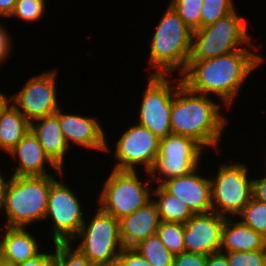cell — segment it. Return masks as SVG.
<instances>
[{
	"label": "cell",
	"instance_id": "cell-31",
	"mask_svg": "<svg viewBox=\"0 0 266 266\" xmlns=\"http://www.w3.org/2000/svg\"><path fill=\"white\" fill-rule=\"evenodd\" d=\"M229 266H266L264 249L225 252Z\"/></svg>",
	"mask_w": 266,
	"mask_h": 266
},
{
	"label": "cell",
	"instance_id": "cell-32",
	"mask_svg": "<svg viewBox=\"0 0 266 266\" xmlns=\"http://www.w3.org/2000/svg\"><path fill=\"white\" fill-rule=\"evenodd\" d=\"M116 266H152L134 248H123L116 260Z\"/></svg>",
	"mask_w": 266,
	"mask_h": 266
},
{
	"label": "cell",
	"instance_id": "cell-28",
	"mask_svg": "<svg viewBox=\"0 0 266 266\" xmlns=\"http://www.w3.org/2000/svg\"><path fill=\"white\" fill-rule=\"evenodd\" d=\"M47 0H17L13 12L7 18H18L24 23H35L43 19L46 13Z\"/></svg>",
	"mask_w": 266,
	"mask_h": 266
},
{
	"label": "cell",
	"instance_id": "cell-20",
	"mask_svg": "<svg viewBox=\"0 0 266 266\" xmlns=\"http://www.w3.org/2000/svg\"><path fill=\"white\" fill-rule=\"evenodd\" d=\"M0 228L3 261L16 265L35 257L43 248L45 249L44 246L41 247L42 243L38 241L37 236H34L33 231L28 228L6 226Z\"/></svg>",
	"mask_w": 266,
	"mask_h": 266
},
{
	"label": "cell",
	"instance_id": "cell-19",
	"mask_svg": "<svg viewBox=\"0 0 266 266\" xmlns=\"http://www.w3.org/2000/svg\"><path fill=\"white\" fill-rule=\"evenodd\" d=\"M30 131L50 160L64 171L66 155L69 154L67 152L70 148L60 128L59 118L53 114L36 119L30 123Z\"/></svg>",
	"mask_w": 266,
	"mask_h": 266
},
{
	"label": "cell",
	"instance_id": "cell-34",
	"mask_svg": "<svg viewBox=\"0 0 266 266\" xmlns=\"http://www.w3.org/2000/svg\"><path fill=\"white\" fill-rule=\"evenodd\" d=\"M207 256L185 251L181 254L174 255L173 266H207Z\"/></svg>",
	"mask_w": 266,
	"mask_h": 266
},
{
	"label": "cell",
	"instance_id": "cell-18",
	"mask_svg": "<svg viewBox=\"0 0 266 266\" xmlns=\"http://www.w3.org/2000/svg\"><path fill=\"white\" fill-rule=\"evenodd\" d=\"M156 203L151 199L143 207L119 220L120 238L124 248H134L147 237L157 234L160 224Z\"/></svg>",
	"mask_w": 266,
	"mask_h": 266
},
{
	"label": "cell",
	"instance_id": "cell-14",
	"mask_svg": "<svg viewBox=\"0 0 266 266\" xmlns=\"http://www.w3.org/2000/svg\"><path fill=\"white\" fill-rule=\"evenodd\" d=\"M62 109L61 107L58 108L55 115L59 118L60 128L69 148L75 147L73 145L75 144L79 148L83 147L85 152L87 151L86 149H89L91 152L94 150L105 153L108 134L100 121H98L99 119L91 115L83 116L78 113H66Z\"/></svg>",
	"mask_w": 266,
	"mask_h": 266
},
{
	"label": "cell",
	"instance_id": "cell-2",
	"mask_svg": "<svg viewBox=\"0 0 266 266\" xmlns=\"http://www.w3.org/2000/svg\"><path fill=\"white\" fill-rule=\"evenodd\" d=\"M218 102L211 96L191 91L182 83L172 100V134L193 138L207 152L212 148L219 154L221 150L218 148L230 121L223 113L225 108L228 111L227 107Z\"/></svg>",
	"mask_w": 266,
	"mask_h": 266
},
{
	"label": "cell",
	"instance_id": "cell-38",
	"mask_svg": "<svg viewBox=\"0 0 266 266\" xmlns=\"http://www.w3.org/2000/svg\"><path fill=\"white\" fill-rule=\"evenodd\" d=\"M17 0H0V18H8L13 12Z\"/></svg>",
	"mask_w": 266,
	"mask_h": 266
},
{
	"label": "cell",
	"instance_id": "cell-40",
	"mask_svg": "<svg viewBox=\"0 0 266 266\" xmlns=\"http://www.w3.org/2000/svg\"><path fill=\"white\" fill-rule=\"evenodd\" d=\"M3 93L0 89V112L10 103V96Z\"/></svg>",
	"mask_w": 266,
	"mask_h": 266
},
{
	"label": "cell",
	"instance_id": "cell-22",
	"mask_svg": "<svg viewBox=\"0 0 266 266\" xmlns=\"http://www.w3.org/2000/svg\"><path fill=\"white\" fill-rule=\"evenodd\" d=\"M30 131V122L10 102L0 112V151L7 154Z\"/></svg>",
	"mask_w": 266,
	"mask_h": 266
},
{
	"label": "cell",
	"instance_id": "cell-26",
	"mask_svg": "<svg viewBox=\"0 0 266 266\" xmlns=\"http://www.w3.org/2000/svg\"><path fill=\"white\" fill-rule=\"evenodd\" d=\"M184 227L183 223L160 221L157 235L173 255L186 251L183 240Z\"/></svg>",
	"mask_w": 266,
	"mask_h": 266
},
{
	"label": "cell",
	"instance_id": "cell-10",
	"mask_svg": "<svg viewBox=\"0 0 266 266\" xmlns=\"http://www.w3.org/2000/svg\"><path fill=\"white\" fill-rule=\"evenodd\" d=\"M148 75L140 100L138 118L135 122L148 128L158 138L171 132L172 100L177 88L183 83L181 76ZM176 82V83H175Z\"/></svg>",
	"mask_w": 266,
	"mask_h": 266
},
{
	"label": "cell",
	"instance_id": "cell-27",
	"mask_svg": "<svg viewBox=\"0 0 266 266\" xmlns=\"http://www.w3.org/2000/svg\"><path fill=\"white\" fill-rule=\"evenodd\" d=\"M169 5L192 31L201 28L203 0H169Z\"/></svg>",
	"mask_w": 266,
	"mask_h": 266
},
{
	"label": "cell",
	"instance_id": "cell-30",
	"mask_svg": "<svg viewBox=\"0 0 266 266\" xmlns=\"http://www.w3.org/2000/svg\"><path fill=\"white\" fill-rule=\"evenodd\" d=\"M53 266H95L70 243H52Z\"/></svg>",
	"mask_w": 266,
	"mask_h": 266
},
{
	"label": "cell",
	"instance_id": "cell-11",
	"mask_svg": "<svg viewBox=\"0 0 266 266\" xmlns=\"http://www.w3.org/2000/svg\"><path fill=\"white\" fill-rule=\"evenodd\" d=\"M207 150L195 139L170 134L159 140V152L150 176L155 185L169 179L185 176L200 166Z\"/></svg>",
	"mask_w": 266,
	"mask_h": 266
},
{
	"label": "cell",
	"instance_id": "cell-15",
	"mask_svg": "<svg viewBox=\"0 0 266 266\" xmlns=\"http://www.w3.org/2000/svg\"><path fill=\"white\" fill-rule=\"evenodd\" d=\"M225 218L213 211L194 214L184 224L186 252L204 255L219 252Z\"/></svg>",
	"mask_w": 266,
	"mask_h": 266
},
{
	"label": "cell",
	"instance_id": "cell-41",
	"mask_svg": "<svg viewBox=\"0 0 266 266\" xmlns=\"http://www.w3.org/2000/svg\"><path fill=\"white\" fill-rule=\"evenodd\" d=\"M0 266H14V265L11 264V263H8V262L2 260V261L0 262Z\"/></svg>",
	"mask_w": 266,
	"mask_h": 266
},
{
	"label": "cell",
	"instance_id": "cell-6",
	"mask_svg": "<svg viewBox=\"0 0 266 266\" xmlns=\"http://www.w3.org/2000/svg\"><path fill=\"white\" fill-rule=\"evenodd\" d=\"M110 170L106 180H102L103 185L96 198L97 205L102 211L120 220L152 199V189L155 185L149 172L144 173L145 182L139 171Z\"/></svg>",
	"mask_w": 266,
	"mask_h": 266
},
{
	"label": "cell",
	"instance_id": "cell-36",
	"mask_svg": "<svg viewBox=\"0 0 266 266\" xmlns=\"http://www.w3.org/2000/svg\"><path fill=\"white\" fill-rule=\"evenodd\" d=\"M255 174H253V187L252 194L253 198L256 200L266 203V172L264 175H259L261 177L254 178Z\"/></svg>",
	"mask_w": 266,
	"mask_h": 266
},
{
	"label": "cell",
	"instance_id": "cell-7",
	"mask_svg": "<svg viewBox=\"0 0 266 266\" xmlns=\"http://www.w3.org/2000/svg\"><path fill=\"white\" fill-rule=\"evenodd\" d=\"M69 243L95 266H114L124 248L120 238L119 219L98 206ZM79 239V240H78Z\"/></svg>",
	"mask_w": 266,
	"mask_h": 266
},
{
	"label": "cell",
	"instance_id": "cell-35",
	"mask_svg": "<svg viewBox=\"0 0 266 266\" xmlns=\"http://www.w3.org/2000/svg\"><path fill=\"white\" fill-rule=\"evenodd\" d=\"M52 252V253H50ZM46 251L43 249L38 255L25 262L16 264L14 266H53L54 248L52 251Z\"/></svg>",
	"mask_w": 266,
	"mask_h": 266
},
{
	"label": "cell",
	"instance_id": "cell-29",
	"mask_svg": "<svg viewBox=\"0 0 266 266\" xmlns=\"http://www.w3.org/2000/svg\"><path fill=\"white\" fill-rule=\"evenodd\" d=\"M236 9L234 0H203L201 28L215 23Z\"/></svg>",
	"mask_w": 266,
	"mask_h": 266
},
{
	"label": "cell",
	"instance_id": "cell-37",
	"mask_svg": "<svg viewBox=\"0 0 266 266\" xmlns=\"http://www.w3.org/2000/svg\"><path fill=\"white\" fill-rule=\"evenodd\" d=\"M207 266H229L226 255L221 252L207 256Z\"/></svg>",
	"mask_w": 266,
	"mask_h": 266
},
{
	"label": "cell",
	"instance_id": "cell-24",
	"mask_svg": "<svg viewBox=\"0 0 266 266\" xmlns=\"http://www.w3.org/2000/svg\"><path fill=\"white\" fill-rule=\"evenodd\" d=\"M134 249L152 266H173L174 255L157 234L147 237Z\"/></svg>",
	"mask_w": 266,
	"mask_h": 266
},
{
	"label": "cell",
	"instance_id": "cell-9",
	"mask_svg": "<svg viewBox=\"0 0 266 266\" xmlns=\"http://www.w3.org/2000/svg\"><path fill=\"white\" fill-rule=\"evenodd\" d=\"M65 172L60 173L61 180L56 177L51 182L48 196L44 221L50 222L51 237L47 240L50 238L51 243H69L78 234L86 218L84 204L79 199L81 195L63 181Z\"/></svg>",
	"mask_w": 266,
	"mask_h": 266
},
{
	"label": "cell",
	"instance_id": "cell-17",
	"mask_svg": "<svg viewBox=\"0 0 266 266\" xmlns=\"http://www.w3.org/2000/svg\"><path fill=\"white\" fill-rule=\"evenodd\" d=\"M9 157L15 160L14 176H45L61 173L60 170L45 154L37 138L29 131L10 151ZM48 166V167H47ZM48 168V169H47ZM49 168L51 170H49ZM49 170V171H48ZM51 171V172H50Z\"/></svg>",
	"mask_w": 266,
	"mask_h": 266
},
{
	"label": "cell",
	"instance_id": "cell-16",
	"mask_svg": "<svg viewBox=\"0 0 266 266\" xmlns=\"http://www.w3.org/2000/svg\"><path fill=\"white\" fill-rule=\"evenodd\" d=\"M200 170L201 167L188 175L175 177L161 184L168 193L183 201L195 214L212 212L210 177L204 176Z\"/></svg>",
	"mask_w": 266,
	"mask_h": 266
},
{
	"label": "cell",
	"instance_id": "cell-21",
	"mask_svg": "<svg viewBox=\"0 0 266 266\" xmlns=\"http://www.w3.org/2000/svg\"><path fill=\"white\" fill-rule=\"evenodd\" d=\"M235 219L225 218L219 252L265 249L266 238L252 228L242 224L239 219Z\"/></svg>",
	"mask_w": 266,
	"mask_h": 266
},
{
	"label": "cell",
	"instance_id": "cell-42",
	"mask_svg": "<svg viewBox=\"0 0 266 266\" xmlns=\"http://www.w3.org/2000/svg\"><path fill=\"white\" fill-rule=\"evenodd\" d=\"M2 261V248H1V242H0V262Z\"/></svg>",
	"mask_w": 266,
	"mask_h": 266
},
{
	"label": "cell",
	"instance_id": "cell-13",
	"mask_svg": "<svg viewBox=\"0 0 266 266\" xmlns=\"http://www.w3.org/2000/svg\"><path fill=\"white\" fill-rule=\"evenodd\" d=\"M58 69L41 72L23 84L17 93L10 96V102L32 121L55 114L61 107L58 96Z\"/></svg>",
	"mask_w": 266,
	"mask_h": 266
},
{
	"label": "cell",
	"instance_id": "cell-12",
	"mask_svg": "<svg viewBox=\"0 0 266 266\" xmlns=\"http://www.w3.org/2000/svg\"><path fill=\"white\" fill-rule=\"evenodd\" d=\"M133 124L123 129L115 144L113 142L114 149L110 150L111 145L108 143L110 139H106L105 152L113 151L115 163L112 169L114 170L142 171L140 169H144V172H150L158 156L160 138L148 128L136 122Z\"/></svg>",
	"mask_w": 266,
	"mask_h": 266
},
{
	"label": "cell",
	"instance_id": "cell-33",
	"mask_svg": "<svg viewBox=\"0 0 266 266\" xmlns=\"http://www.w3.org/2000/svg\"><path fill=\"white\" fill-rule=\"evenodd\" d=\"M1 19V18H0ZM1 21V20H0ZM9 29H6V24L0 23V67L4 66V63L8 61L10 54L13 53L14 42Z\"/></svg>",
	"mask_w": 266,
	"mask_h": 266
},
{
	"label": "cell",
	"instance_id": "cell-39",
	"mask_svg": "<svg viewBox=\"0 0 266 266\" xmlns=\"http://www.w3.org/2000/svg\"><path fill=\"white\" fill-rule=\"evenodd\" d=\"M3 171H1V168H0V215H2V207H3V191H4V187H5V184L7 182V179H8V176H5L6 173L4 174ZM7 177V178H6ZM0 219L2 220L1 216H0ZM1 223H0V227H1Z\"/></svg>",
	"mask_w": 266,
	"mask_h": 266
},
{
	"label": "cell",
	"instance_id": "cell-3",
	"mask_svg": "<svg viewBox=\"0 0 266 266\" xmlns=\"http://www.w3.org/2000/svg\"><path fill=\"white\" fill-rule=\"evenodd\" d=\"M166 7L149 42L147 71L181 76L188 65L193 31L169 4Z\"/></svg>",
	"mask_w": 266,
	"mask_h": 266
},
{
	"label": "cell",
	"instance_id": "cell-4",
	"mask_svg": "<svg viewBox=\"0 0 266 266\" xmlns=\"http://www.w3.org/2000/svg\"><path fill=\"white\" fill-rule=\"evenodd\" d=\"M60 173L45 176L11 175L3 191V226L29 228L44 222L51 182Z\"/></svg>",
	"mask_w": 266,
	"mask_h": 266
},
{
	"label": "cell",
	"instance_id": "cell-1",
	"mask_svg": "<svg viewBox=\"0 0 266 266\" xmlns=\"http://www.w3.org/2000/svg\"><path fill=\"white\" fill-rule=\"evenodd\" d=\"M258 50L241 49L205 60H188L182 82L195 93L219 98L230 112L244 83L266 60L262 53H256Z\"/></svg>",
	"mask_w": 266,
	"mask_h": 266
},
{
	"label": "cell",
	"instance_id": "cell-8",
	"mask_svg": "<svg viewBox=\"0 0 266 266\" xmlns=\"http://www.w3.org/2000/svg\"><path fill=\"white\" fill-rule=\"evenodd\" d=\"M227 162L218 165L214 177L209 175L212 211L226 218H236L253 197V178L246 163Z\"/></svg>",
	"mask_w": 266,
	"mask_h": 266
},
{
	"label": "cell",
	"instance_id": "cell-5",
	"mask_svg": "<svg viewBox=\"0 0 266 266\" xmlns=\"http://www.w3.org/2000/svg\"><path fill=\"white\" fill-rule=\"evenodd\" d=\"M249 19L236 9L215 23L193 31L189 60H205L241 49H260L252 41ZM258 46V47H256Z\"/></svg>",
	"mask_w": 266,
	"mask_h": 266
},
{
	"label": "cell",
	"instance_id": "cell-23",
	"mask_svg": "<svg viewBox=\"0 0 266 266\" xmlns=\"http://www.w3.org/2000/svg\"><path fill=\"white\" fill-rule=\"evenodd\" d=\"M152 200L157 205L161 221L185 224L195 214L183 201L168 193L161 185L152 189Z\"/></svg>",
	"mask_w": 266,
	"mask_h": 266
},
{
	"label": "cell",
	"instance_id": "cell-25",
	"mask_svg": "<svg viewBox=\"0 0 266 266\" xmlns=\"http://www.w3.org/2000/svg\"><path fill=\"white\" fill-rule=\"evenodd\" d=\"M236 218L266 238V203L252 197Z\"/></svg>",
	"mask_w": 266,
	"mask_h": 266
}]
</instances>
